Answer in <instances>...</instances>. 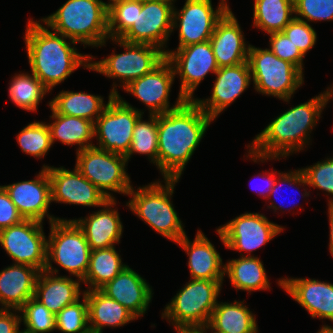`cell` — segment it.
Masks as SVG:
<instances>
[{
    "label": "cell",
    "mask_w": 333,
    "mask_h": 333,
    "mask_svg": "<svg viewBox=\"0 0 333 333\" xmlns=\"http://www.w3.org/2000/svg\"><path fill=\"white\" fill-rule=\"evenodd\" d=\"M213 121L194 100L157 115L158 169L163 179H180Z\"/></svg>",
    "instance_id": "6da1fadb"
},
{
    "label": "cell",
    "mask_w": 333,
    "mask_h": 333,
    "mask_svg": "<svg viewBox=\"0 0 333 333\" xmlns=\"http://www.w3.org/2000/svg\"><path fill=\"white\" fill-rule=\"evenodd\" d=\"M325 107L323 92L280 113L247 145L249 151L245 156L257 163L280 160L302 151L310 144V134Z\"/></svg>",
    "instance_id": "7a4b0ae2"
},
{
    "label": "cell",
    "mask_w": 333,
    "mask_h": 333,
    "mask_svg": "<svg viewBox=\"0 0 333 333\" xmlns=\"http://www.w3.org/2000/svg\"><path fill=\"white\" fill-rule=\"evenodd\" d=\"M27 22L24 40L31 72L49 91L79 67L90 69V55L78 52L77 42L50 31L40 20Z\"/></svg>",
    "instance_id": "3957f363"
},
{
    "label": "cell",
    "mask_w": 333,
    "mask_h": 333,
    "mask_svg": "<svg viewBox=\"0 0 333 333\" xmlns=\"http://www.w3.org/2000/svg\"><path fill=\"white\" fill-rule=\"evenodd\" d=\"M50 30L86 46L102 47L109 40L108 7L102 0H67L40 19Z\"/></svg>",
    "instance_id": "277c9868"
},
{
    "label": "cell",
    "mask_w": 333,
    "mask_h": 333,
    "mask_svg": "<svg viewBox=\"0 0 333 333\" xmlns=\"http://www.w3.org/2000/svg\"><path fill=\"white\" fill-rule=\"evenodd\" d=\"M163 181L165 185L159 179L149 185L140 186L137 190L132 187L127 194L131 198L126 206L152 230L177 243L186 235L184 225L171 201L175 185L180 181L179 179Z\"/></svg>",
    "instance_id": "5b68a950"
},
{
    "label": "cell",
    "mask_w": 333,
    "mask_h": 333,
    "mask_svg": "<svg viewBox=\"0 0 333 333\" xmlns=\"http://www.w3.org/2000/svg\"><path fill=\"white\" fill-rule=\"evenodd\" d=\"M224 280L190 279L166 304L162 319L181 328H205L217 305Z\"/></svg>",
    "instance_id": "8992f818"
},
{
    "label": "cell",
    "mask_w": 333,
    "mask_h": 333,
    "mask_svg": "<svg viewBox=\"0 0 333 333\" xmlns=\"http://www.w3.org/2000/svg\"><path fill=\"white\" fill-rule=\"evenodd\" d=\"M47 239V263L45 271L57 275L59 269L52 262L62 267L71 275L85 278L90 260V246L87 239L73 219H58L50 224Z\"/></svg>",
    "instance_id": "52a82bcc"
},
{
    "label": "cell",
    "mask_w": 333,
    "mask_h": 333,
    "mask_svg": "<svg viewBox=\"0 0 333 333\" xmlns=\"http://www.w3.org/2000/svg\"><path fill=\"white\" fill-rule=\"evenodd\" d=\"M248 63L253 87L262 95L289 103L304 83V74L293 64L278 58L269 48L250 45Z\"/></svg>",
    "instance_id": "ba28073f"
},
{
    "label": "cell",
    "mask_w": 333,
    "mask_h": 333,
    "mask_svg": "<svg viewBox=\"0 0 333 333\" xmlns=\"http://www.w3.org/2000/svg\"><path fill=\"white\" fill-rule=\"evenodd\" d=\"M108 105L94 122V138L99 149L126 156L131 146L134 126L144 112L123 100L118 84H112Z\"/></svg>",
    "instance_id": "9c48e42d"
},
{
    "label": "cell",
    "mask_w": 333,
    "mask_h": 333,
    "mask_svg": "<svg viewBox=\"0 0 333 333\" xmlns=\"http://www.w3.org/2000/svg\"><path fill=\"white\" fill-rule=\"evenodd\" d=\"M113 43L124 48V52L115 53L100 61H93L90 55V69L105 75L107 78L117 79L123 89L133 80L151 72L165 58V52L150 44L128 43L121 39H111Z\"/></svg>",
    "instance_id": "30bf717a"
},
{
    "label": "cell",
    "mask_w": 333,
    "mask_h": 333,
    "mask_svg": "<svg viewBox=\"0 0 333 333\" xmlns=\"http://www.w3.org/2000/svg\"><path fill=\"white\" fill-rule=\"evenodd\" d=\"M76 154L75 168L108 199H115L110 191L127 195L133 187L126 172L128 161L125 156L95 146Z\"/></svg>",
    "instance_id": "8fae6325"
},
{
    "label": "cell",
    "mask_w": 333,
    "mask_h": 333,
    "mask_svg": "<svg viewBox=\"0 0 333 333\" xmlns=\"http://www.w3.org/2000/svg\"><path fill=\"white\" fill-rule=\"evenodd\" d=\"M284 229L269 221L264 214L247 212L219 226L216 232L226 248L249 252L247 255L240 253V256L253 257L252 252L266 245Z\"/></svg>",
    "instance_id": "7c38bea8"
},
{
    "label": "cell",
    "mask_w": 333,
    "mask_h": 333,
    "mask_svg": "<svg viewBox=\"0 0 333 333\" xmlns=\"http://www.w3.org/2000/svg\"><path fill=\"white\" fill-rule=\"evenodd\" d=\"M43 223L24 219L0 231V244L14 264L44 271L47 263V237Z\"/></svg>",
    "instance_id": "4fadbf2b"
},
{
    "label": "cell",
    "mask_w": 333,
    "mask_h": 333,
    "mask_svg": "<svg viewBox=\"0 0 333 333\" xmlns=\"http://www.w3.org/2000/svg\"><path fill=\"white\" fill-rule=\"evenodd\" d=\"M227 1L221 0L216 10L212 0H185L181 10L174 7L172 29L179 32L177 48L209 41L216 23L230 9Z\"/></svg>",
    "instance_id": "5bb4252c"
},
{
    "label": "cell",
    "mask_w": 333,
    "mask_h": 333,
    "mask_svg": "<svg viewBox=\"0 0 333 333\" xmlns=\"http://www.w3.org/2000/svg\"><path fill=\"white\" fill-rule=\"evenodd\" d=\"M166 58L173 66L181 84L179 95L185 100H194V92L208 73L215 74L219 67L210 41L190 44L175 50L167 49Z\"/></svg>",
    "instance_id": "9a60e30c"
},
{
    "label": "cell",
    "mask_w": 333,
    "mask_h": 333,
    "mask_svg": "<svg viewBox=\"0 0 333 333\" xmlns=\"http://www.w3.org/2000/svg\"><path fill=\"white\" fill-rule=\"evenodd\" d=\"M174 7L162 1L137 0V17L120 38L128 43L150 44L166 52L173 32Z\"/></svg>",
    "instance_id": "2e32d148"
},
{
    "label": "cell",
    "mask_w": 333,
    "mask_h": 333,
    "mask_svg": "<svg viewBox=\"0 0 333 333\" xmlns=\"http://www.w3.org/2000/svg\"><path fill=\"white\" fill-rule=\"evenodd\" d=\"M175 78L173 66L165 58L151 72L131 81L124 91L144 103L149 114H164L178 108L185 101L178 95L175 104L170 105L169 96Z\"/></svg>",
    "instance_id": "e0dca14e"
},
{
    "label": "cell",
    "mask_w": 333,
    "mask_h": 333,
    "mask_svg": "<svg viewBox=\"0 0 333 333\" xmlns=\"http://www.w3.org/2000/svg\"><path fill=\"white\" fill-rule=\"evenodd\" d=\"M51 184V202L85 207H101L108 198L75 167L69 170L43 165Z\"/></svg>",
    "instance_id": "ac0fdd59"
},
{
    "label": "cell",
    "mask_w": 333,
    "mask_h": 333,
    "mask_svg": "<svg viewBox=\"0 0 333 333\" xmlns=\"http://www.w3.org/2000/svg\"><path fill=\"white\" fill-rule=\"evenodd\" d=\"M11 201L15 204L23 219L42 222L45 216L49 223L63 219L49 215L51 202V184L47 168H41L35 179L3 185Z\"/></svg>",
    "instance_id": "d6986e66"
},
{
    "label": "cell",
    "mask_w": 333,
    "mask_h": 333,
    "mask_svg": "<svg viewBox=\"0 0 333 333\" xmlns=\"http://www.w3.org/2000/svg\"><path fill=\"white\" fill-rule=\"evenodd\" d=\"M216 76L212 94L209 98L194 101L213 120L225 111L251 84V70L248 61L235 66L220 67Z\"/></svg>",
    "instance_id": "ffe728a7"
},
{
    "label": "cell",
    "mask_w": 333,
    "mask_h": 333,
    "mask_svg": "<svg viewBox=\"0 0 333 333\" xmlns=\"http://www.w3.org/2000/svg\"><path fill=\"white\" fill-rule=\"evenodd\" d=\"M278 285L284 289L312 318L333 322V284L310 278H280Z\"/></svg>",
    "instance_id": "44dd1931"
},
{
    "label": "cell",
    "mask_w": 333,
    "mask_h": 333,
    "mask_svg": "<svg viewBox=\"0 0 333 333\" xmlns=\"http://www.w3.org/2000/svg\"><path fill=\"white\" fill-rule=\"evenodd\" d=\"M99 290L128 309L137 319L147 312L153 297L152 287L129 265Z\"/></svg>",
    "instance_id": "7402d4cb"
},
{
    "label": "cell",
    "mask_w": 333,
    "mask_h": 333,
    "mask_svg": "<svg viewBox=\"0 0 333 333\" xmlns=\"http://www.w3.org/2000/svg\"><path fill=\"white\" fill-rule=\"evenodd\" d=\"M209 41L219 68L248 61L250 44L246 43L243 31L231 9L216 23Z\"/></svg>",
    "instance_id": "603a6c76"
},
{
    "label": "cell",
    "mask_w": 333,
    "mask_h": 333,
    "mask_svg": "<svg viewBox=\"0 0 333 333\" xmlns=\"http://www.w3.org/2000/svg\"><path fill=\"white\" fill-rule=\"evenodd\" d=\"M116 204V199H108L99 211L73 219L83 231L91 250L106 249L120 243L123 224L118 209L113 208Z\"/></svg>",
    "instance_id": "cb8c5ba5"
},
{
    "label": "cell",
    "mask_w": 333,
    "mask_h": 333,
    "mask_svg": "<svg viewBox=\"0 0 333 333\" xmlns=\"http://www.w3.org/2000/svg\"><path fill=\"white\" fill-rule=\"evenodd\" d=\"M176 244L188 255L190 279L224 280L225 264L202 230L197 231L193 241L185 235Z\"/></svg>",
    "instance_id": "d4e9b609"
},
{
    "label": "cell",
    "mask_w": 333,
    "mask_h": 333,
    "mask_svg": "<svg viewBox=\"0 0 333 333\" xmlns=\"http://www.w3.org/2000/svg\"><path fill=\"white\" fill-rule=\"evenodd\" d=\"M41 271L23 264H12L0 271V309L19 310L34 297Z\"/></svg>",
    "instance_id": "484cf974"
},
{
    "label": "cell",
    "mask_w": 333,
    "mask_h": 333,
    "mask_svg": "<svg viewBox=\"0 0 333 333\" xmlns=\"http://www.w3.org/2000/svg\"><path fill=\"white\" fill-rule=\"evenodd\" d=\"M81 283L78 278L73 280L70 276H58L44 270L38 275L34 298L56 315L84 294V290H80Z\"/></svg>",
    "instance_id": "4316f807"
},
{
    "label": "cell",
    "mask_w": 333,
    "mask_h": 333,
    "mask_svg": "<svg viewBox=\"0 0 333 333\" xmlns=\"http://www.w3.org/2000/svg\"><path fill=\"white\" fill-rule=\"evenodd\" d=\"M88 303L89 328L102 333L105 327H122L137 318L116 300L100 290H84Z\"/></svg>",
    "instance_id": "83f0119b"
},
{
    "label": "cell",
    "mask_w": 333,
    "mask_h": 333,
    "mask_svg": "<svg viewBox=\"0 0 333 333\" xmlns=\"http://www.w3.org/2000/svg\"><path fill=\"white\" fill-rule=\"evenodd\" d=\"M243 301L217 302L208 325L212 333H258L256 314Z\"/></svg>",
    "instance_id": "f1b7e54d"
},
{
    "label": "cell",
    "mask_w": 333,
    "mask_h": 333,
    "mask_svg": "<svg viewBox=\"0 0 333 333\" xmlns=\"http://www.w3.org/2000/svg\"><path fill=\"white\" fill-rule=\"evenodd\" d=\"M50 116L54 121L47 123L52 145L60 141L63 145H78L76 152L92 147L94 139V123L84 118L55 113Z\"/></svg>",
    "instance_id": "f546056e"
},
{
    "label": "cell",
    "mask_w": 333,
    "mask_h": 333,
    "mask_svg": "<svg viewBox=\"0 0 333 333\" xmlns=\"http://www.w3.org/2000/svg\"><path fill=\"white\" fill-rule=\"evenodd\" d=\"M230 279L231 285L238 291L270 290V282L259 257H239L225 263V275Z\"/></svg>",
    "instance_id": "4dcf8cb0"
},
{
    "label": "cell",
    "mask_w": 333,
    "mask_h": 333,
    "mask_svg": "<svg viewBox=\"0 0 333 333\" xmlns=\"http://www.w3.org/2000/svg\"><path fill=\"white\" fill-rule=\"evenodd\" d=\"M107 104L103 97L85 92H73L62 90L51 101L48 106L55 113L80 117L92 121L103 113Z\"/></svg>",
    "instance_id": "1f68e13d"
},
{
    "label": "cell",
    "mask_w": 333,
    "mask_h": 333,
    "mask_svg": "<svg viewBox=\"0 0 333 333\" xmlns=\"http://www.w3.org/2000/svg\"><path fill=\"white\" fill-rule=\"evenodd\" d=\"M127 265L122 262L121 255L115 246L106 249L91 250L89 268L82 283L85 290H99L117 276Z\"/></svg>",
    "instance_id": "d6a6232c"
},
{
    "label": "cell",
    "mask_w": 333,
    "mask_h": 333,
    "mask_svg": "<svg viewBox=\"0 0 333 333\" xmlns=\"http://www.w3.org/2000/svg\"><path fill=\"white\" fill-rule=\"evenodd\" d=\"M253 26L267 34L282 32L293 20L294 0H254Z\"/></svg>",
    "instance_id": "836d02e7"
},
{
    "label": "cell",
    "mask_w": 333,
    "mask_h": 333,
    "mask_svg": "<svg viewBox=\"0 0 333 333\" xmlns=\"http://www.w3.org/2000/svg\"><path fill=\"white\" fill-rule=\"evenodd\" d=\"M11 79L8 93L12 103L23 110L36 113L39 103L50 91L32 72H20Z\"/></svg>",
    "instance_id": "e575fe53"
},
{
    "label": "cell",
    "mask_w": 333,
    "mask_h": 333,
    "mask_svg": "<svg viewBox=\"0 0 333 333\" xmlns=\"http://www.w3.org/2000/svg\"><path fill=\"white\" fill-rule=\"evenodd\" d=\"M148 117V121L143 120V114L138 118L134 126L131 146L125 157L128 161L133 153L147 155L149 161L158 169L157 115L149 114Z\"/></svg>",
    "instance_id": "d590c367"
},
{
    "label": "cell",
    "mask_w": 333,
    "mask_h": 333,
    "mask_svg": "<svg viewBox=\"0 0 333 333\" xmlns=\"http://www.w3.org/2000/svg\"><path fill=\"white\" fill-rule=\"evenodd\" d=\"M17 143L23 153L34 158H43L53 146L48 124L34 121L25 126L17 135Z\"/></svg>",
    "instance_id": "8d00e7d4"
},
{
    "label": "cell",
    "mask_w": 333,
    "mask_h": 333,
    "mask_svg": "<svg viewBox=\"0 0 333 333\" xmlns=\"http://www.w3.org/2000/svg\"><path fill=\"white\" fill-rule=\"evenodd\" d=\"M25 333H50L56 330L55 315L34 297L20 309Z\"/></svg>",
    "instance_id": "74e56055"
},
{
    "label": "cell",
    "mask_w": 333,
    "mask_h": 333,
    "mask_svg": "<svg viewBox=\"0 0 333 333\" xmlns=\"http://www.w3.org/2000/svg\"><path fill=\"white\" fill-rule=\"evenodd\" d=\"M55 315L56 331L63 333H86L89 328L88 303L85 294Z\"/></svg>",
    "instance_id": "f35d334b"
},
{
    "label": "cell",
    "mask_w": 333,
    "mask_h": 333,
    "mask_svg": "<svg viewBox=\"0 0 333 333\" xmlns=\"http://www.w3.org/2000/svg\"><path fill=\"white\" fill-rule=\"evenodd\" d=\"M137 0H121L108 7L109 39H120L134 24Z\"/></svg>",
    "instance_id": "ab89813d"
},
{
    "label": "cell",
    "mask_w": 333,
    "mask_h": 333,
    "mask_svg": "<svg viewBox=\"0 0 333 333\" xmlns=\"http://www.w3.org/2000/svg\"><path fill=\"white\" fill-rule=\"evenodd\" d=\"M307 184L314 189H320L332 196L328 200V205H333V157L318 161L311 166L301 168Z\"/></svg>",
    "instance_id": "60d3db41"
},
{
    "label": "cell",
    "mask_w": 333,
    "mask_h": 333,
    "mask_svg": "<svg viewBox=\"0 0 333 333\" xmlns=\"http://www.w3.org/2000/svg\"><path fill=\"white\" fill-rule=\"evenodd\" d=\"M294 16L309 24L333 21V0H294Z\"/></svg>",
    "instance_id": "b9f144b4"
},
{
    "label": "cell",
    "mask_w": 333,
    "mask_h": 333,
    "mask_svg": "<svg viewBox=\"0 0 333 333\" xmlns=\"http://www.w3.org/2000/svg\"><path fill=\"white\" fill-rule=\"evenodd\" d=\"M305 57L317 40V33L309 23L293 18V20L282 30Z\"/></svg>",
    "instance_id": "7bdbcfd3"
},
{
    "label": "cell",
    "mask_w": 333,
    "mask_h": 333,
    "mask_svg": "<svg viewBox=\"0 0 333 333\" xmlns=\"http://www.w3.org/2000/svg\"><path fill=\"white\" fill-rule=\"evenodd\" d=\"M269 49L280 59L287 61L297 67L303 73V58L299 49L283 32L268 34Z\"/></svg>",
    "instance_id": "ee69618b"
},
{
    "label": "cell",
    "mask_w": 333,
    "mask_h": 333,
    "mask_svg": "<svg viewBox=\"0 0 333 333\" xmlns=\"http://www.w3.org/2000/svg\"><path fill=\"white\" fill-rule=\"evenodd\" d=\"M280 185H289L291 186V188H296L298 189L299 187H304V192L302 194V198L304 197H309L310 195V191L308 189L305 188V186H308L307 184V180L302 172L301 169H297V170H291L289 172H280L278 174V178L275 179L274 184L272 189L270 190L268 199H270L269 201L271 202L267 208L272 209L273 211L276 212V210H281L283 211L285 209V207L283 205H281V200L277 199V197L275 198V196L277 195L278 190H280L282 187ZM308 190V192H307ZM298 193V192H297ZM271 196H274V200H271ZM273 201H277L280 205L277 206L275 204V202ZM295 203H293L294 205ZM283 209V210H282Z\"/></svg>",
    "instance_id": "f6af8a7d"
},
{
    "label": "cell",
    "mask_w": 333,
    "mask_h": 333,
    "mask_svg": "<svg viewBox=\"0 0 333 333\" xmlns=\"http://www.w3.org/2000/svg\"><path fill=\"white\" fill-rule=\"evenodd\" d=\"M22 220L24 219L11 201L8 192L0 185V231L18 224Z\"/></svg>",
    "instance_id": "bcb514c9"
},
{
    "label": "cell",
    "mask_w": 333,
    "mask_h": 333,
    "mask_svg": "<svg viewBox=\"0 0 333 333\" xmlns=\"http://www.w3.org/2000/svg\"><path fill=\"white\" fill-rule=\"evenodd\" d=\"M16 309H0V333H20L21 315Z\"/></svg>",
    "instance_id": "7dc6e473"
},
{
    "label": "cell",
    "mask_w": 333,
    "mask_h": 333,
    "mask_svg": "<svg viewBox=\"0 0 333 333\" xmlns=\"http://www.w3.org/2000/svg\"><path fill=\"white\" fill-rule=\"evenodd\" d=\"M280 172H276V170L274 171H266L265 174H261L260 173L258 174V177L261 178L262 180L266 181V187L264 189H261L259 188L258 189V185L255 186V188H253L257 193L258 195H260L262 198H265L268 199V196H269V193H270V190L272 189L273 187V184H274V181L275 179L277 178L276 177V174H279ZM262 186V185H261ZM257 187V188H256ZM260 187V186H259ZM257 189V190H256Z\"/></svg>",
    "instance_id": "c3c4849f"
},
{
    "label": "cell",
    "mask_w": 333,
    "mask_h": 333,
    "mask_svg": "<svg viewBox=\"0 0 333 333\" xmlns=\"http://www.w3.org/2000/svg\"><path fill=\"white\" fill-rule=\"evenodd\" d=\"M328 217H329V252L333 257V205H328Z\"/></svg>",
    "instance_id": "681fc988"
},
{
    "label": "cell",
    "mask_w": 333,
    "mask_h": 333,
    "mask_svg": "<svg viewBox=\"0 0 333 333\" xmlns=\"http://www.w3.org/2000/svg\"><path fill=\"white\" fill-rule=\"evenodd\" d=\"M175 332H177V333H208L206 327L205 328H181V329L175 330Z\"/></svg>",
    "instance_id": "f907efd6"
},
{
    "label": "cell",
    "mask_w": 333,
    "mask_h": 333,
    "mask_svg": "<svg viewBox=\"0 0 333 333\" xmlns=\"http://www.w3.org/2000/svg\"><path fill=\"white\" fill-rule=\"evenodd\" d=\"M324 92L325 95V100H326V105L328 104V102H330L329 100H331L333 98V84L330 85V88L328 86V88H326Z\"/></svg>",
    "instance_id": "816d5d0a"
},
{
    "label": "cell",
    "mask_w": 333,
    "mask_h": 333,
    "mask_svg": "<svg viewBox=\"0 0 333 333\" xmlns=\"http://www.w3.org/2000/svg\"><path fill=\"white\" fill-rule=\"evenodd\" d=\"M317 333H333V327L329 325H322Z\"/></svg>",
    "instance_id": "f5cc1de1"
},
{
    "label": "cell",
    "mask_w": 333,
    "mask_h": 333,
    "mask_svg": "<svg viewBox=\"0 0 333 333\" xmlns=\"http://www.w3.org/2000/svg\"><path fill=\"white\" fill-rule=\"evenodd\" d=\"M151 1H162L172 5L173 7H174V2H176V0H151Z\"/></svg>",
    "instance_id": "db71d44e"
},
{
    "label": "cell",
    "mask_w": 333,
    "mask_h": 333,
    "mask_svg": "<svg viewBox=\"0 0 333 333\" xmlns=\"http://www.w3.org/2000/svg\"><path fill=\"white\" fill-rule=\"evenodd\" d=\"M117 1H121V0H109V2L107 3V7H110L113 3L117 2Z\"/></svg>",
    "instance_id": "11a10c76"
},
{
    "label": "cell",
    "mask_w": 333,
    "mask_h": 333,
    "mask_svg": "<svg viewBox=\"0 0 333 333\" xmlns=\"http://www.w3.org/2000/svg\"><path fill=\"white\" fill-rule=\"evenodd\" d=\"M86 333H95L94 331H92V330H89V331H87Z\"/></svg>",
    "instance_id": "9f6ffc18"
}]
</instances>
